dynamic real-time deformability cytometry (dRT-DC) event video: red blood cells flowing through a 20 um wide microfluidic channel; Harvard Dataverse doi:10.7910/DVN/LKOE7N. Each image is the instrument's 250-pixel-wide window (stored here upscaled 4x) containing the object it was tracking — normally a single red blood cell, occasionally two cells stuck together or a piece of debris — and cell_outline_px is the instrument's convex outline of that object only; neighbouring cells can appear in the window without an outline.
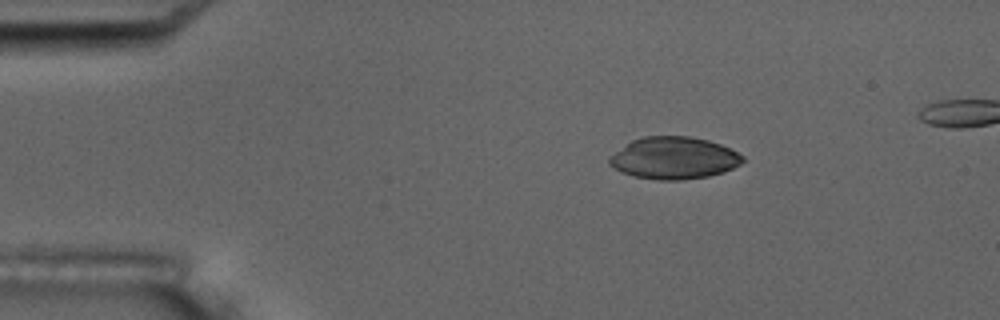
{"species": "common noctule bat (a hibernating species)", "species_latin": "Nyctalus noctula", "temperature_condition": "room temperature", "stored_images_in_passage": 5, "camera_frame_rate_fps": 3000, "um_per_image_px": 0.085, "animal": {"sex": "male", "body_mass_g": 17.5, "forearm_length_mm": 52.3}, "frame": {"image": 1, "passage_image": 3, "time_ms": 2.333, "image_size_px": [1000, 320], "cell_outline_px": [[744, 160], [740, 164], [724, 172], [708, 176], [680, 180], [660, 180], [632, 176], [620, 172], [608, 164], [608, 156], [632, 140], [644, 136], [688, 136], [708, 140], [720, 144], [744, 156]], "centroid_in_image_um": [57.24, 13.43], "position_along_channel_um": 27.8, "area_um2": 32.77}}